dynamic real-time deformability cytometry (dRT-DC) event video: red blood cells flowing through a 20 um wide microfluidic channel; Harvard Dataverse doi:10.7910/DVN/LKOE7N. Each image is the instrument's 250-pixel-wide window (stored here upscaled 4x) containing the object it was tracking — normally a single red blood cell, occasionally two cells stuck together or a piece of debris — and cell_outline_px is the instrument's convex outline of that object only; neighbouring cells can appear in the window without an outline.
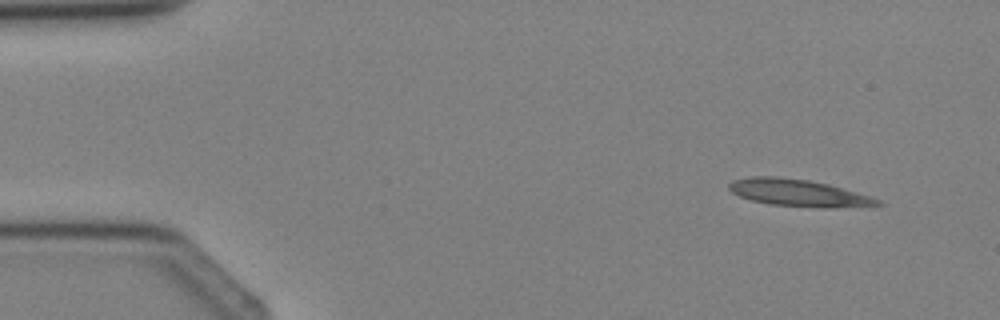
{"species": "Egyptian fruit bat (a non-hibernating species)", "species_latin": "Rousettus aegyptiacus", "temperature_condition": "cold", "stored_images_in_passage": 3, "camera_frame_rate_fps": 3000, "um_per_image_px": 0.085, "animal": {"sex": "female"}, "frame": {"image": 1, "passage_image": 1, "time_ms": 0.0, "image_size_px": [1000, 320], "cell_outline_px": [[884, 204], [832, 208], [824, 208], [768, 204], [752, 200], [740, 196], [732, 192], [728, 188], [728, 184], [732, 180], [752, 176], [776, 176], [808, 180], [828, 184], [868, 196], [880, 200]], "centroid_in_image_um": [67.8, 16.39], "position_along_channel_um": 17.2, "area_um2": 23.12}}